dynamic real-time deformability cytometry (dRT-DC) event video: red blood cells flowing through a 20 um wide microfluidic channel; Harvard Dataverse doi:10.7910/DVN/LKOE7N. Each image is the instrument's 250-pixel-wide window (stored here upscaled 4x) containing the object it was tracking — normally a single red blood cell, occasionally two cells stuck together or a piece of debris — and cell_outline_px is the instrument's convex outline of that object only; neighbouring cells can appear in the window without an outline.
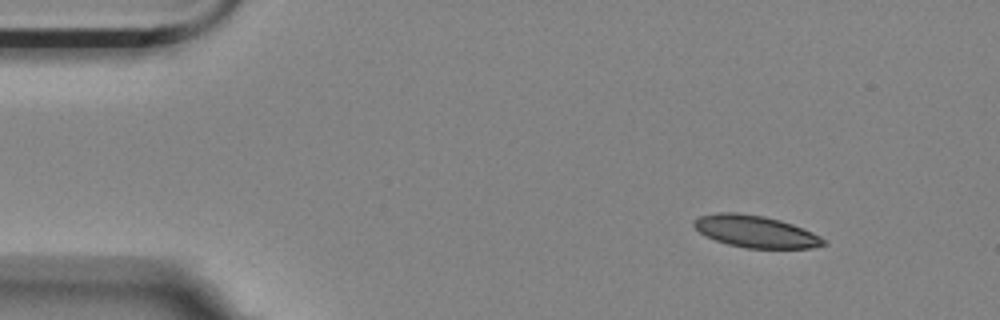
{"species": "Egyptian fruit bat (a non-hibernating species)", "species_latin": "Rousettus aegyptiacus", "temperature_condition": "room temperature", "stored_images_in_passage": 5, "camera_frame_rate_fps": 3000, "um_per_image_px": 0.085, "animal": {"sex": "female"}, "frame": {"image": 1, "passage_image": 1, "time_ms": 0.0, "image_size_px": [1000, 320], "cell_outline_px": [[828, 244], [812, 248], [744, 248], [728, 244], [704, 236], [692, 224], [700, 216], [716, 212], [740, 212], [764, 216], [780, 220], [792, 224], [812, 232], [820, 236]], "centroid_in_image_um": [64.22, 19.67], "position_along_channel_um": 20.8, "area_um2": 24.16}}
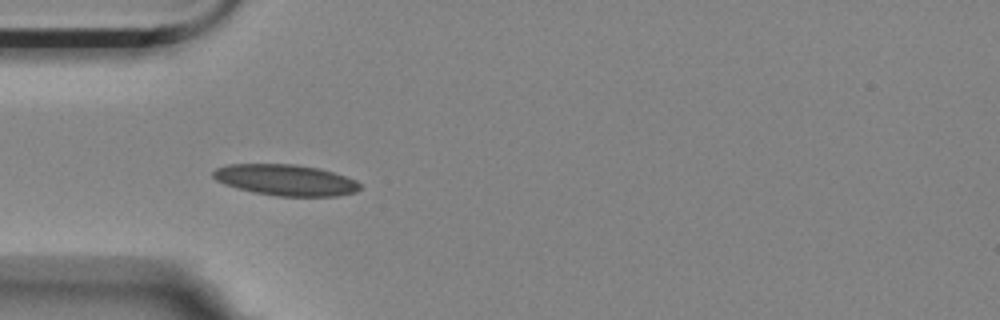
{"frame": {"image": 2, "passage_image": 4, "time_ms": 1.0, "image_size_px": [1000, 320], "cell_outline_px": [[360, 188], [356, 192], [336, 196], [276, 196], [252, 192], [224, 184], [216, 180], [212, 176], [212, 172], [216, 168], [228, 164], [292, 164], [320, 168], [356, 180], [360, 184]], "centroid_in_image_um": [24.25, 15.3], "position_along_channel_um": 60.7, "area_um2": 26.59}}
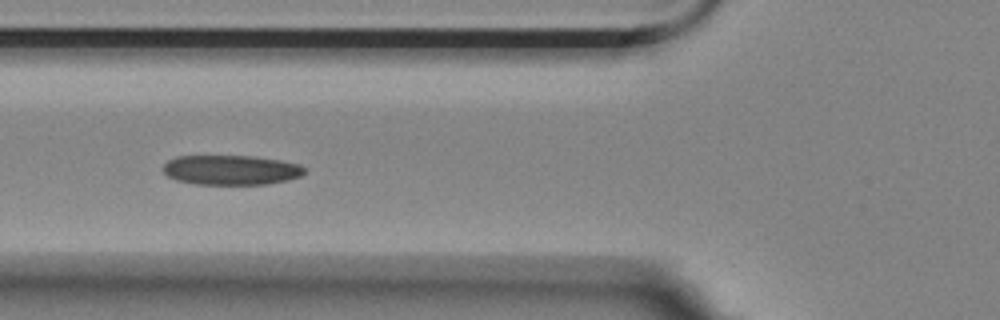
{"frame": {"image": 3, "passage_image": 5, "time_ms": 1.333, "image_size_px": [1000, 320], "cell_outline_px": [[304, 172], [300, 176], [288, 180], [264, 184], [196, 184], [176, 180], [168, 176], [164, 172], [164, 164], [168, 160], [176, 156], [252, 156], [280, 160], [300, 164], [304, 168]], "centroid_in_image_um": [19.63, 14.44], "position_along_channel_um": 106.2, "area_um2": 24.39}}